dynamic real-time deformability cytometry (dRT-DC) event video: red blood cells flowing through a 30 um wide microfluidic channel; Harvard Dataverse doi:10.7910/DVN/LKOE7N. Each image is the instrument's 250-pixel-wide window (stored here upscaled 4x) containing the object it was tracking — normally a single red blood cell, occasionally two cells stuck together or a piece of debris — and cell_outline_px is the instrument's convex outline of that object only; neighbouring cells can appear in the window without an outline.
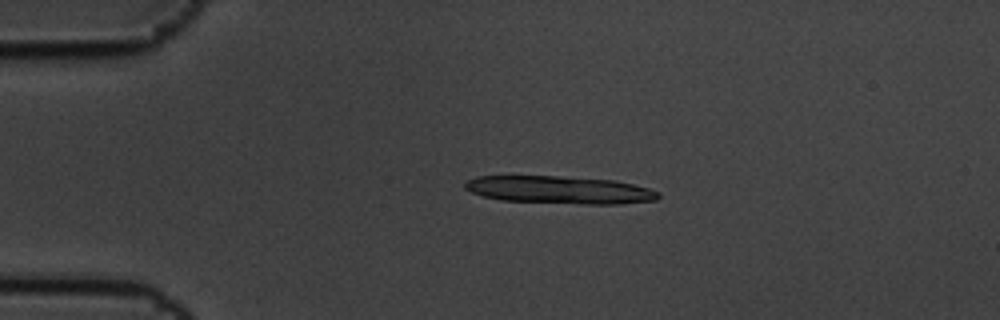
{"species": "common noctule bat (a hibernating species)", "species_latin": "Nyctalus noctula", "temperature_condition": "cold", "stored_images_in_passage": 10, "segment_of_instrument_passage": [1, 2], "camera_frame_rate_fps": 3000, "um_per_image_px": 0.085, "animal": {"sex": "male", "body_mass_g": 19.5, "forearm_length_mm": 54.6}, "frame": {"image": 1, "passage_image": 4, "time_ms": 1.0, "image_size_px": [1000, 320], "cell_outline_px": [[660, 196], [656, 200], [620, 204], [584, 204], [500, 200], [484, 196], [472, 192], [464, 188], [464, 184], [468, 180], [476, 176], [560, 176], [616, 180], [648, 188], [660, 192]], "centroid_in_image_um": [47.59, 16.14], "position_along_channel_um": 37.4, "area_um2": 31.21}}